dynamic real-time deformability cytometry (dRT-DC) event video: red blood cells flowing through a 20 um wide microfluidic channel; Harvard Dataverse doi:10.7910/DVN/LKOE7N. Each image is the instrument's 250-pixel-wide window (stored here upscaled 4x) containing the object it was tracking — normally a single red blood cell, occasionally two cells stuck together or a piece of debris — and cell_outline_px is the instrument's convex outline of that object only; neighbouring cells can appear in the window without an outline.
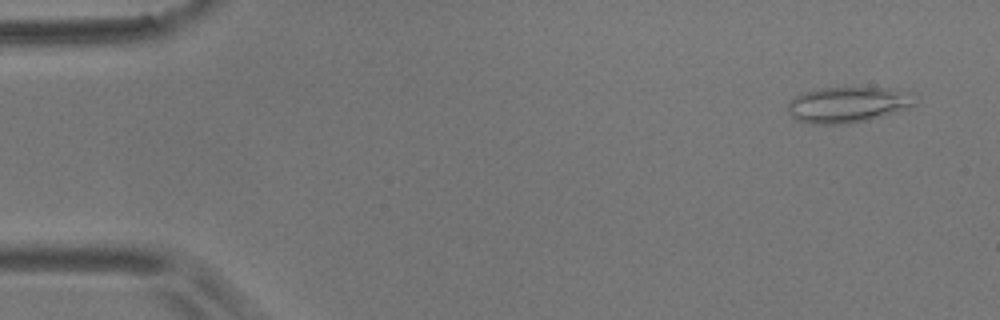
{"species": "common noctule bat (a hibernating species)", "species_latin": "Nyctalus noctula", "temperature_condition": "room temperature", "stored_images_in_passage": 8, "camera_frame_rate_fps": 3000, "um_per_image_px": 0.085, "animal": {"sex": "male", "body_mass_g": 17.9}, "frame": {"image": 1, "passage_image": 1, "time_ms": 0.0, "image_size_px": [1000, 320], "cell_outline_px": [[916, 104], [908, 108], [896, 112], [868, 120], [848, 124], [812, 124], [796, 120], [788, 112], [788, 100], [800, 92], [820, 88], [892, 88], [912, 92]], "centroid_in_image_um": [72.05, 8.89], "position_along_channel_um": 13.0, "area_um2": 26.88}}
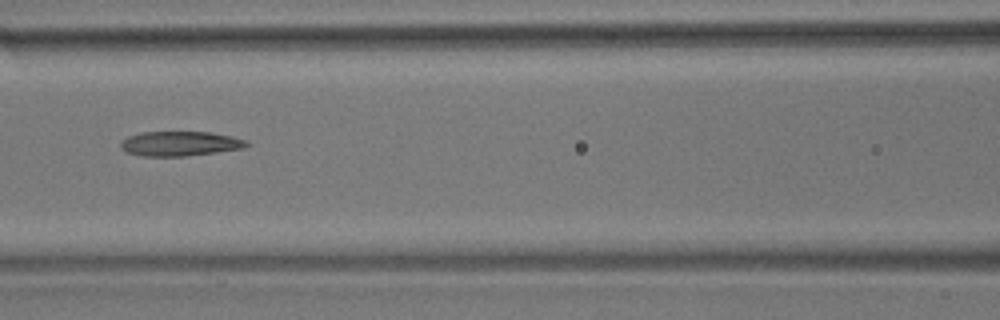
{"frame": {"image": 2, "passage_image": 7, "time_ms": 2.0, "image_size_px": [1000, 320], "cell_outline_px": [[248, 144], [244, 148], [216, 152], [184, 156], [140, 156], [128, 152], [120, 148], [120, 144], [128, 136], [140, 132], [212, 132], [232, 136], [248, 140]], "centroid_in_image_um": [15.31, 12.2], "position_along_channel_um": 151.3, "area_um2": 18.09}}
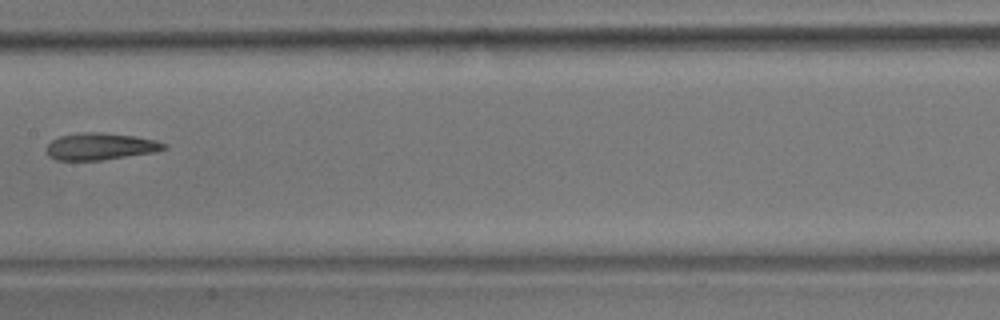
{"frame": {"image": 3, "passage_image": 8, "time_ms": 2.333, "image_size_px": [1000, 320], "cell_outline_px": [[168, 148], [152, 152], [100, 160], [56, 160], [48, 156], [44, 148], [52, 140], [60, 136], [84, 132], [104, 132], [136, 136], [156, 140], [168, 144]], "centroid_in_image_um": [8.51, 12.44], "position_along_channel_um": 198.9, "area_um2": 18.5}}